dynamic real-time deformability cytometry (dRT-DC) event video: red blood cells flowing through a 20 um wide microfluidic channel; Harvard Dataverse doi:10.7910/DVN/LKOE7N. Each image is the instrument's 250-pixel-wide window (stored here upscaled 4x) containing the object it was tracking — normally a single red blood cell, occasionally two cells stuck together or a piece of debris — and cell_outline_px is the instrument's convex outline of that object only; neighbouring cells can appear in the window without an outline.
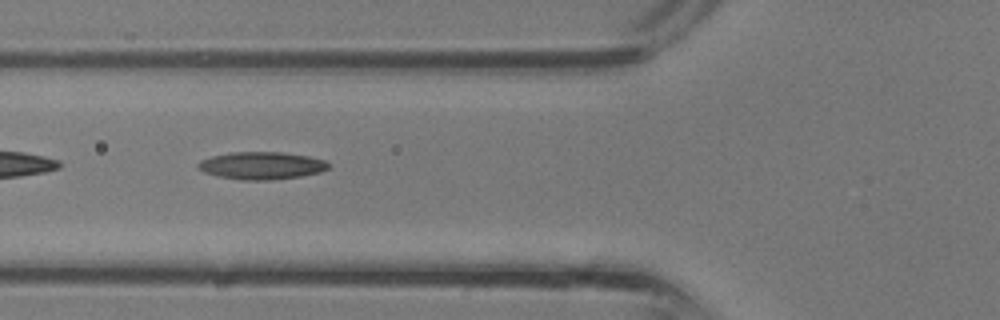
{"species": "common noctule bat (a hibernating species)", "species_latin": "Nyctalus noctula", "temperature_condition": "room temperature", "stored_images_in_passage": 34, "camera_frame_rate_fps": 3000, "um_per_image_px": 0.085, "animal": {"sex": "male", "body_mass_g": 13.3}, "frame": {"image": 1, "passage_image": 12, "time_ms": 3.667, "image_size_px": [1000, 320], "cell_outline_px": [[328, 168], [320, 172], [300, 176], [268, 180], [240, 180], [216, 176], [204, 172], [196, 168], [196, 164], [200, 160], [212, 156], [232, 152], [284, 152], [308, 156], [324, 160], [328, 164]], "centroid_in_image_um": [22.17, 14.07], "position_along_channel_um": 103.6, "area_um2": 20.92}}
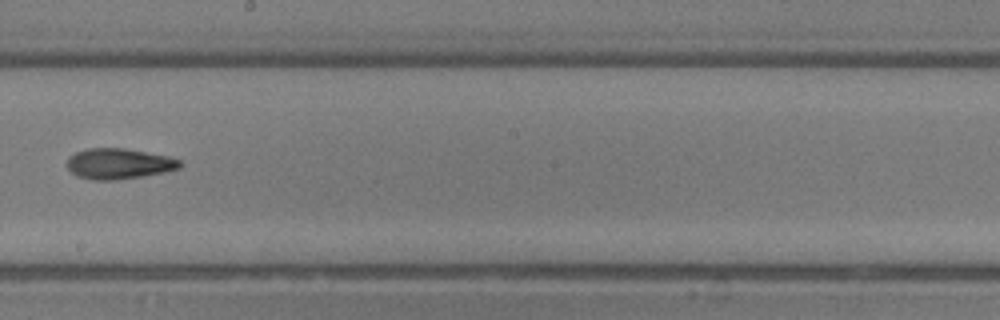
{"frame": {"image": 2, "passage_image": 19, "time_ms": 6.0, "image_size_px": [1000, 320], "cell_outline_px": [[184, 164], [180, 168], [164, 172], [116, 180], [92, 180], [76, 176], [68, 168], [68, 156], [76, 152], [88, 148], [124, 148], [168, 156], [180, 160]], "centroid_in_image_um": [10.1, 13.91], "position_along_channel_um": 238.1, "area_um2": 20.11}}
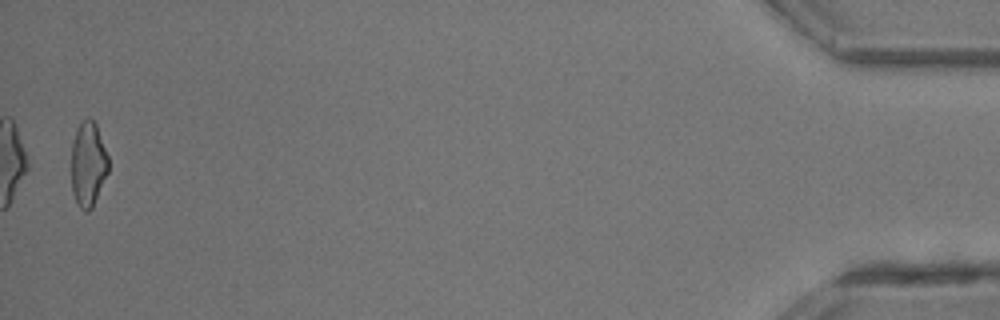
{"frame": {"image": 3, "passage_image": 34, "time_ms": 11.0, "image_size_px": [1000, 320], "cell_outline_px": [[108, 172], [92, 208], [88, 212], [84, 212], [80, 208], [72, 192], [72, 140], [76, 128], [84, 120], [92, 120], [96, 124], [108, 156]], "centroid_in_image_um": [7.49, 13.98], "position_along_channel_um": 427.7, "area_um2": 18.15}}